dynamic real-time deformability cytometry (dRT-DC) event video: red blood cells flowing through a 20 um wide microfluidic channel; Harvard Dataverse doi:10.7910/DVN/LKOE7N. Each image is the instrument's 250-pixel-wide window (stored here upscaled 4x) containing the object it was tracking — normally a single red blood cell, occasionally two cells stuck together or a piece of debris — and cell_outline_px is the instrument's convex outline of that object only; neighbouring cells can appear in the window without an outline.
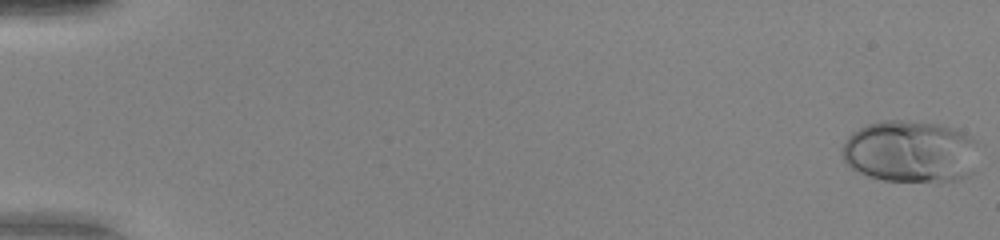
{"species": "human", "species_latin": "Homo sapiens", "temperature_condition": "warm", "stored_images_in_passage": 52, "camera_frame_rate_fps": 3000, "um_per_image_px": 0.085, "donor": {"sex": "female"}, "frame": {"image": 1, "passage_image": 1, "time_ms": 0.0, "image_size_px": [1000, 240], "cell_outline_px": [[976, 144], [972, 172], [968, 176], [960, 180], [940, 184], [880, 180], [868, 176], [852, 168], [844, 160], [840, 152], [840, 148], [848, 136], [852, 132], [868, 124], [884, 120], [908, 120], [944, 124], [964, 132], [972, 136], [976, 140]], "centroid_in_image_um": [77.39, 12.91], "position_along_channel_um": 7.6, "area_um2": 50.63}}
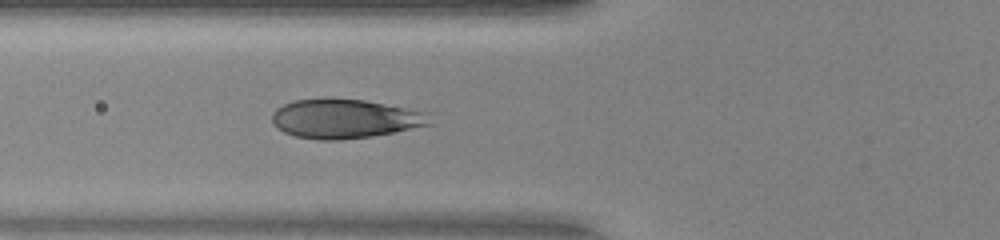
{"frame": {"image": 2, "passage_image": 21, "time_ms": 6.667, "image_size_px": [1000, 240], "cell_outline_px": [[432, 124], [372, 136], [340, 140], [320, 140], [296, 136], [284, 132], [276, 128], [272, 124], [272, 112], [276, 108], [284, 104], [296, 100], [328, 96], [332, 96], [364, 100], [432, 112]], "centroid_in_image_um": [29.33, 10.06], "position_along_channel_um": 96.5, "area_um2": 36.88}}
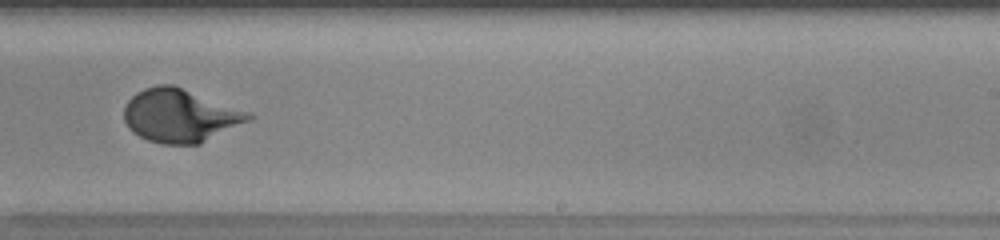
{"frame": {"image": 3, "passage_image": 34, "time_ms": 11.0, "image_size_px": [1000, 240], "cell_outline_px": [[256, 116], [252, 120], [200, 144], [164, 144], [148, 140], [132, 132], [128, 128], [124, 120], [124, 104], [136, 92], [144, 88], [156, 84], [172, 84], [252, 112]], "centroid_in_image_um": [15.34, 9.82], "position_along_channel_um": 273.7, "area_um2": 39.13}}